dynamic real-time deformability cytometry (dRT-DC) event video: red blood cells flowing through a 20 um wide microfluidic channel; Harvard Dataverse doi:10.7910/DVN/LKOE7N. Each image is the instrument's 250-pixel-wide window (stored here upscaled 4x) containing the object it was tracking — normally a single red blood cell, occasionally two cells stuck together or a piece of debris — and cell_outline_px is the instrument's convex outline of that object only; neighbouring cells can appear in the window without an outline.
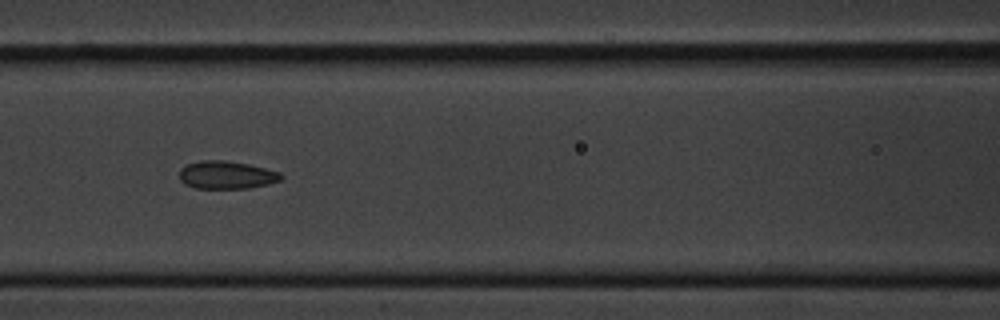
{"species": "common noctule bat (a hibernating species)", "species_latin": "Nyctalus noctula", "temperature_condition": "cold", "stored_images_in_passage": 9, "camera_frame_rate_fps": 3000, "um_per_image_px": 0.085, "animal": {"sex": "male", "body_mass_g": 20.1, "forearm_length_mm": 53.5}, "frame": {"image": 1, "passage_image": 7, "time_ms": 7.0, "image_size_px": [1000, 320], "cell_outline_px": [[284, 176], [280, 180], [268, 184], [248, 188], [196, 188], [184, 184], [180, 180], [180, 168], [188, 164], [200, 160], [224, 160], [248, 164], [280, 172]], "centroid_in_image_um": [19.24, 14.87], "position_along_channel_um": 147.4, "area_um2": 16.47}}
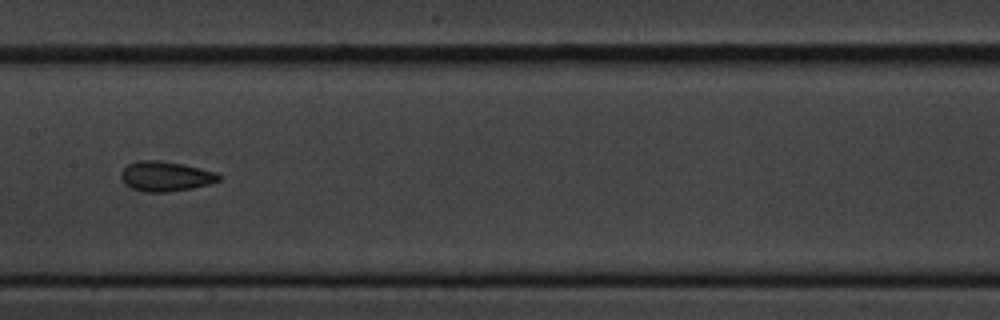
{"frame": {"image": 2, "passage_image": 8, "time_ms": 8.333, "image_size_px": [1000, 320], "cell_outline_px": [[220, 180], [208, 184], [192, 188], [164, 192], [144, 192], [132, 188], [124, 184], [120, 176], [120, 172], [128, 164], [140, 160], [160, 160], [184, 164], [216, 172], [220, 176]], "centroid_in_image_um": [14.04, 14.98], "position_along_channel_um": 193.4, "area_um2": 17.05}}
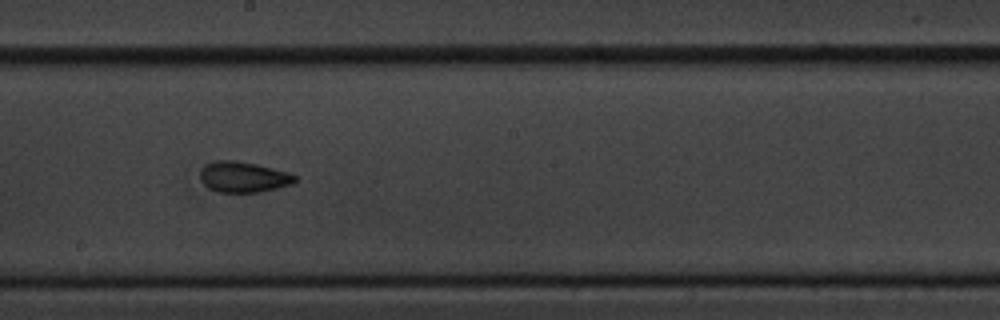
{"frame": {"image": 3, "passage_image": 9, "time_ms": 9.333, "image_size_px": [1000, 320], "cell_outline_px": [[296, 180], [292, 184], [260, 192], [216, 192], [208, 188], [200, 180], [200, 172], [204, 164], [216, 160], [236, 160], [256, 164], [288, 172], [296, 176]], "centroid_in_image_um": [20.65, 15.04], "position_along_channel_um": 227.6, "area_um2": 17.05}}